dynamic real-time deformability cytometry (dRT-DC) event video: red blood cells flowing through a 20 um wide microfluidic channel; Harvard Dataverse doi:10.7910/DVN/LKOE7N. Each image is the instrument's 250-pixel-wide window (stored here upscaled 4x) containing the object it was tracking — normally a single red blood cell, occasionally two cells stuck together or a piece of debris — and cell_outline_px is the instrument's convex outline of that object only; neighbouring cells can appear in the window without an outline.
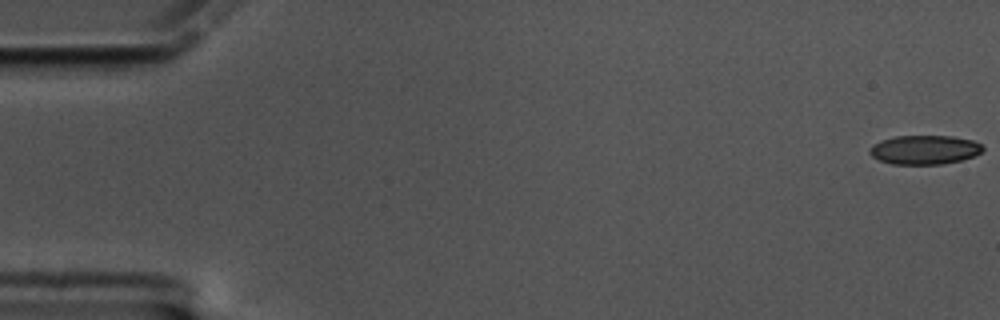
{"species": "common noctule bat (a hibernating species)", "species_latin": "Nyctalus noctula", "temperature_condition": "cold", "stored_images_in_passage": 60, "segment_of_instrument_passage": [1, 2], "camera_frame_rate_fps": 3000, "um_per_image_px": 0.085, "animal": {"sex": "male", "body_mass_g": 17.5, "forearm_length_mm": 52.3}, "frame": {"image": 1, "passage_image": 1, "time_ms": 0.0, "image_size_px": [1000, 320], "cell_outline_px": [[984, 148], [980, 152], [972, 156], [960, 160], [940, 164], [892, 164], [880, 160], [872, 156], [868, 152], [868, 148], [872, 144], [880, 140], [896, 136], [952, 136], [972, 140], [980, 144]], "centroid_in_image_um": [78.52, 12.72], "position_along_channel_um": 6.5, "area_um2": 19.07}}
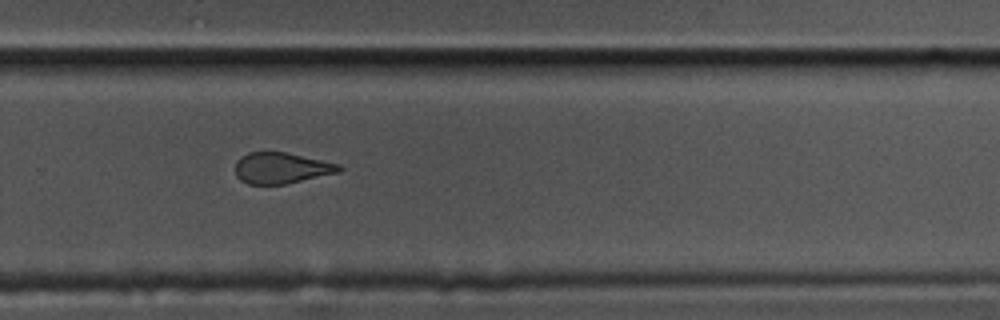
{"frame": {"image": 2, "passage_image": 41, "time_ms": 13.333, "image_size_px": [1000, 320], "cell_outline_px": [[344, 168], [340, 172], [284, 184], [248, 184], [240, 180], [236, 176], [236, 160], [240, 156], [248, 152], [284, 152], [340, 164]], "centroid_in_image_um": [23.9, 14.28], "position_along_channel_um": 305.9, "area_um2": 18.73}}
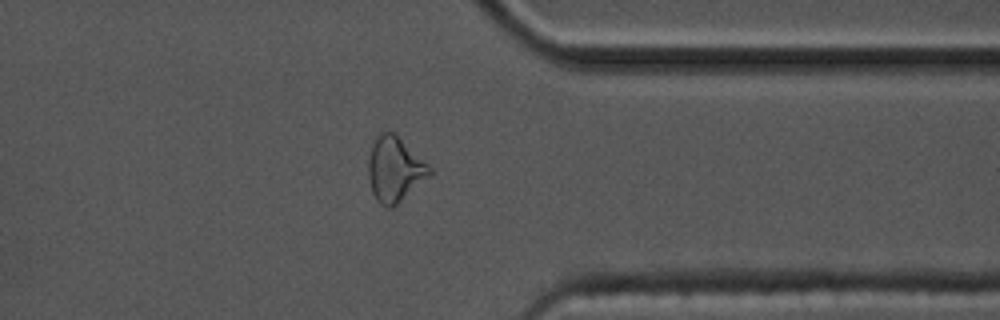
{"frame": {"image": 3, "passage_image": 48, "time_ms": 15.667, "image_size_px": [1000, 320], "cell_outline_px": [[432, 172], [428, 176], [392, 208], [388, 208], [380, 204], [376, 200], [372, 192], [368, 176], [368, 160], [372, 144], [376, 136], [380, 132], [392, 132], [428, 164], [432, 168]], "centroid_in_image_um": [33.51, 14.4], "position_along_channel_um": 377.9, "area_um2": 22.66}}